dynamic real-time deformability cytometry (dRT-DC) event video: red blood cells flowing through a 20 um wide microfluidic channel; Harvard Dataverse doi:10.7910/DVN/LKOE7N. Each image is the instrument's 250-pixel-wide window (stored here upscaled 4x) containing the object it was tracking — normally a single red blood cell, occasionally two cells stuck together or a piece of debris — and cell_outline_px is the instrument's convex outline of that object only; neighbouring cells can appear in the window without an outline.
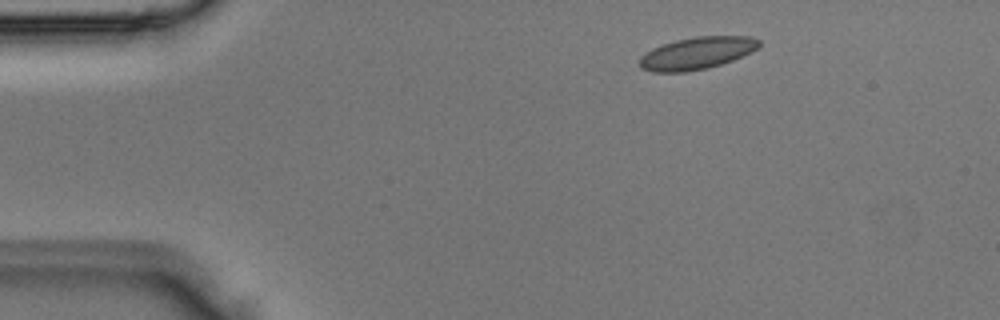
{"species": "Egyptian fruit bat (a non-hibernating species)", "species_latin": "Rousettus aegyptiacus", "temperature_condition": "room temperature", "stored_images_in_passage": 4, "segment_of_instrument_passage": [2, 2], "camera_frame_rate_fps": 3000, "um_per_image_px": 0.085, "animal": {"sex": "male"}, "frame": {"image": 1, "passage_image": 4, "time_ms": 1.0, "image_size_px": [1000, 320], "cell_outline_px": [[760, 44], [752, 52], [732, 60], [708, 68], [688, 72], [652, 72], [640, 68], [640, 56], [652, 48], [676, 40], [696, 36], [752, 36], [760, 40]], "centroid_in_image_um": [59.23, 4.52], "position_along_channel_um": 25.8, "area_um2": 22.48}}